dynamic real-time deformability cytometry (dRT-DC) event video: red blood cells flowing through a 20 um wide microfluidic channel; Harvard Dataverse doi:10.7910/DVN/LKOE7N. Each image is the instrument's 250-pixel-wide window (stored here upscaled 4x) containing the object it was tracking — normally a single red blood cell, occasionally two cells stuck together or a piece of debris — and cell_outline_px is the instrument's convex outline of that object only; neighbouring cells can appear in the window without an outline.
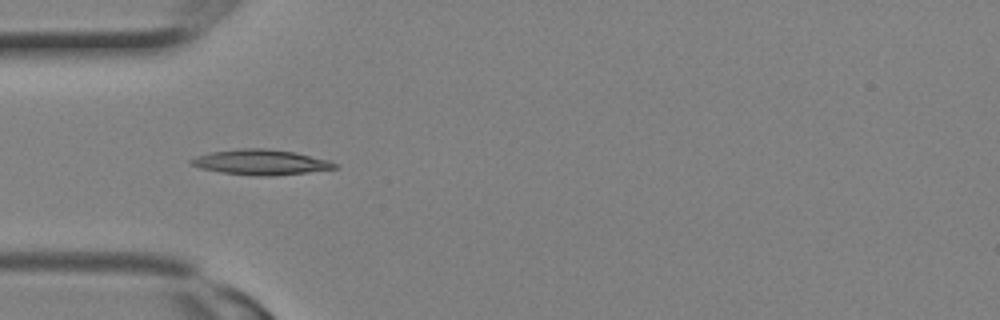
{"species": "Egyptian fruit bat (a non-hibernating species)", "species_latin": "Rousettus aegyptiacus", "temperature_condition": "room temperature", "stored_images_in_passage": 1, "camera_frame_rate_fps": 3000, "um_per_image_px": 0.085, "animal": {"sex": "female"}, "frame": {"image": 1, "passage_image": 1, "time_ms": 0.0, "image_size_px": [1000, 320], "cell_outline_px": [[340, 168], [308, 172], [268, 176], [260, 176], [220, 172], [200, 168], [192, 164], [188, 160], [196, 156], [212, 152], [240, 148], [264, 148], [296, 152], [328, 160], [340, 164]], "centroid_in_image_um": [22.21, 13.78], "position_along_channel_um": 62.8, "area_um2": 21.15}}